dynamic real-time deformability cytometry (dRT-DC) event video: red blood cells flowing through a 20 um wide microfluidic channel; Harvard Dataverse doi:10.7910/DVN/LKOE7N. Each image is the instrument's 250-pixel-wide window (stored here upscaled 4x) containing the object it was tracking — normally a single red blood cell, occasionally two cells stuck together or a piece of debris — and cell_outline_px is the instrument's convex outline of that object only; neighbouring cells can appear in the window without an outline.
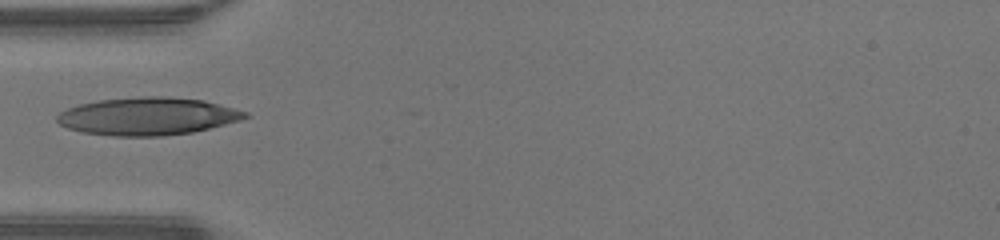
{"species": "human", "species_latin": "Homo sapiens", "temperature_condition": "warm", "stored_images_in_passage": 33, "camera_frame_rate_fps": 3000, "um_per_image_px": 0.085, "donor": {"sex": "male"}, "frame": {"image": 1, "passage_image": 1, "time_ms": 0.0, "image_size_px": [1000, 240], "cell_outline_px": [[252, 116], [240, 120], [192, 132], [164, 136], [112, 136], [80, 132], [68, 128], [60, 124], [56, 120], [56, 116], [60, 112], [68, 108], [80, 104], [100, 100], [144, 96], [168, 96], [204, 100], [220, 104], [248, 112]], "centroid_in_image_um": [12.56, 9.88], "position_along_channel_um": 72.4, "area_um2": 41.38}}
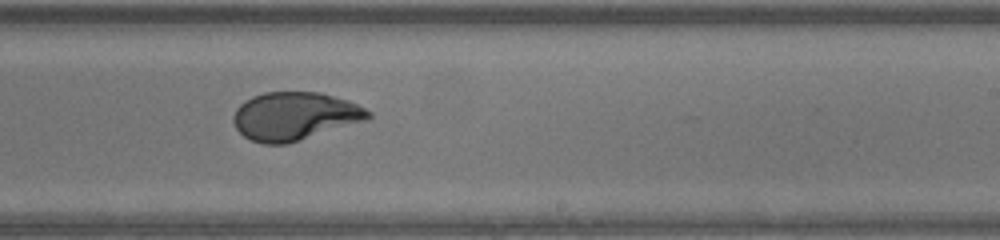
{"frame": {"image": 2, "passage_image": 14, "time_ms": 4.333, "image_size_px": [1000, 240], "cell_outline_px": [[372, 116], [368, 120], [288, 144], [264, 144], [252, 140], [244, 136], [236, 128], [232, 120], [236, 108], [244, 100], [252, 96], [264, 92], [320, 92], [348, 100], [372, 112]], "centroid_in_image_um": [25.05, 9.87], "position_along_channel_um": 263.9, "area_um2": 38.03}}
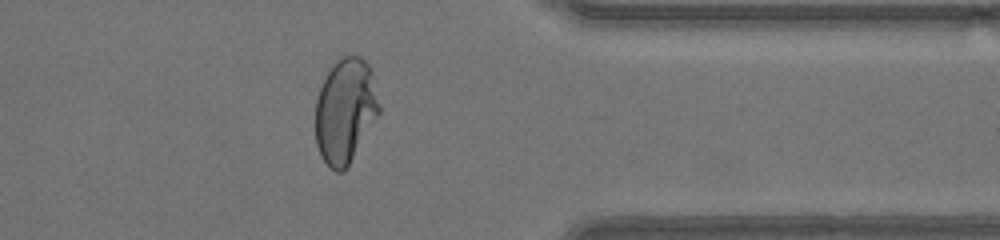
{"frame": {"image": 3, "passage_image": 23, "time_ms": 7.333, "image_size_px": [1000, 240], "cell_outline_px": [[380, 112], [348, 168], [344, 172], [336, 172], [320, 156], [316, 144], [316, 100], [320, 88], [332, 64], [336, 60], [344, 56], [360, 56], [372, 68], [380, 108]], "centroid_in_image_um": [29.36, 9.43], "position_along_channel_um": 382.0, "area_um2": 39.13}}